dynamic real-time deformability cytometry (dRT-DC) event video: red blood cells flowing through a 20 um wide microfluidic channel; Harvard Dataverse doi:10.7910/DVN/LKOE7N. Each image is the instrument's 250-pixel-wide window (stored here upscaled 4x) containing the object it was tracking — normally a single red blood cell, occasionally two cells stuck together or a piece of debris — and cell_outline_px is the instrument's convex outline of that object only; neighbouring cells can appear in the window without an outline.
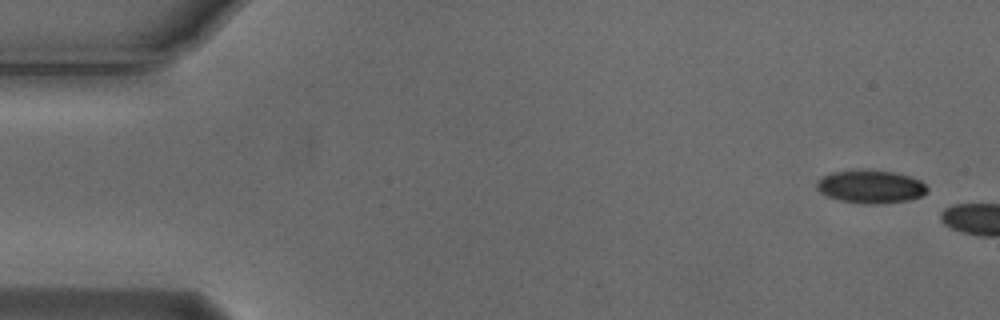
{"species": "Egyptian fruit bat (a non-hibernating species)", "species_latin": "Rousettus aegyptiacus", "temperature_condition": "cold", "stored_images_in_passage": 8, "camera_frame_rate_fps": 3000, "um_per_image_px": 0.085, "animal": {"sex": "male"}, "frame": {"image": 1, "passage_image": 1, "time_ms": 0.0, "image_size_px": [1000, 320], "cell_outline_px": [[928, 188], [920, 196], [908, 200], [884, 204], [864, 204], [840, 200], [828, 196], [820, 192], [816, 188], [816, 184], [824, 176], [832, 172], [864, 168], [892, 172], [908, 176], [920, 180]], "centroid_in_image_um": [73.98, 15.85], "position_along_channel_um": 11.0, "area_um2": 21.33}}
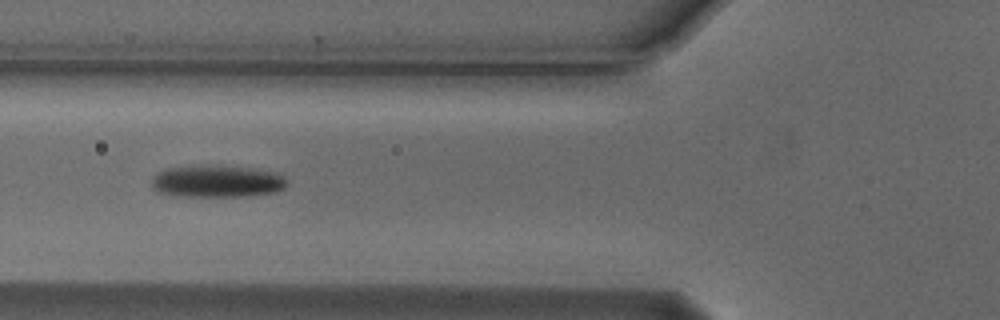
{"frame": {"image": 2, "passage_image": 7, "time_ms": 2.0, "image_size_px": [1000, 320], "cell_outline_px": [[288, 184], [284, 188], [276, 192], [252, 196], [176, 196], [160, 192], [152, 188], [152, 176], [156, 172], [168, 168], [204, 164], [248, 168], [276, 172], [284, 176]], "centroid_in_image_um": [18.44, 15.41], "position_along_channel_um": 107.4, "area_um2": 25.66}}
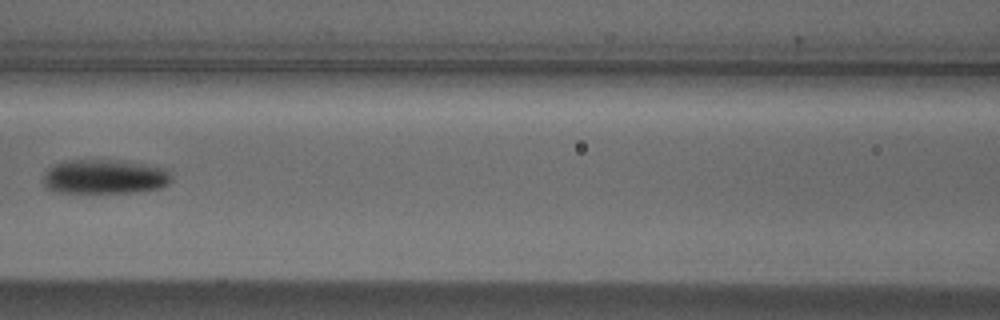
{"frame": {"image": 3, "passage_image": 8, "time_ms": 2.333, "image_size_px": [1000, 320], "cell_outline_px": [[172, 180], [168, 184], [160, 188], [136, 192], [56, 192], [48, 188], [44, 184], [44, 176], [48, 168], [64, 160], [124, 160], [148, 164], [168, 168], [172, 176]], "centroid_in_image_um": [8.97, 15.0], "position_along_channel_um": 157.6, "area_um2": 25.95}}